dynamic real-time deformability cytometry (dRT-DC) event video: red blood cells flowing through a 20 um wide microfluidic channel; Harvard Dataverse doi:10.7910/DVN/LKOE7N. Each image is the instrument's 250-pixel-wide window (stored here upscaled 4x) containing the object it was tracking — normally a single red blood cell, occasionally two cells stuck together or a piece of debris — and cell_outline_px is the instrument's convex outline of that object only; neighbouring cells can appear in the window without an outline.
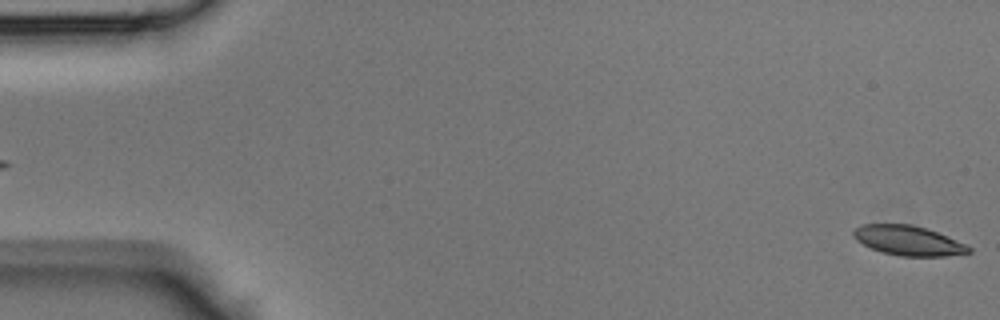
{"species": "Egyptian fruit bat (a non-hibernating species)", "species_latin": "Rousettus aegyptiacus", "temperature_condition": "room temperature", "stored_images_in_passage": 43, "camera_frame_rate_fps": 3000, "um_per_image_px": 0.085, "animal": {"sex": "male"}, "frame": {"image": 1, "passage_image": 1, "time_ms": 0.0, "image_size_px": [1000, 320], "cell_outline_px": [[972, 252], [944, 256], [900, 256], [884, 252], [872, 248], [856, 240], [852, 236], [852, 232], [860, 224], [912, 224], [936, 232], [964, 244], [972, 248]], "centroid_in_image_um": [77.17, 20.44], "position_along_channel_um": 7.8, "area_um2": 19.65}}
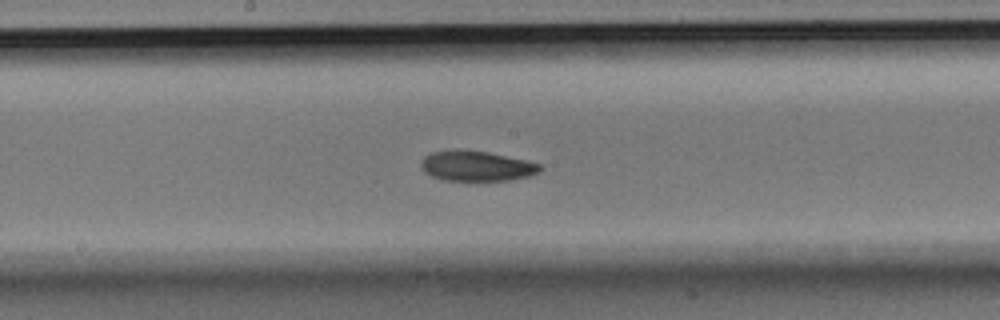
{"frame": {"image": 2, "passage_image": 23, "time_ms": 7.333, "image_size_px": [1000, 320], "cell_outline_px": [[544, 168], [528, 176], [508, 180], [444, 180], [432, 176], [424, 172], [420, 168], [420, 160], [424, 156], [432, 152], [452, 148], [460, 148], [488, 152], [528, 160], [540, 164]], "centroid_in_image_um": [40.45, 14.08], "position_along_channel_um": 207.8, "area_um2": 21.27}}
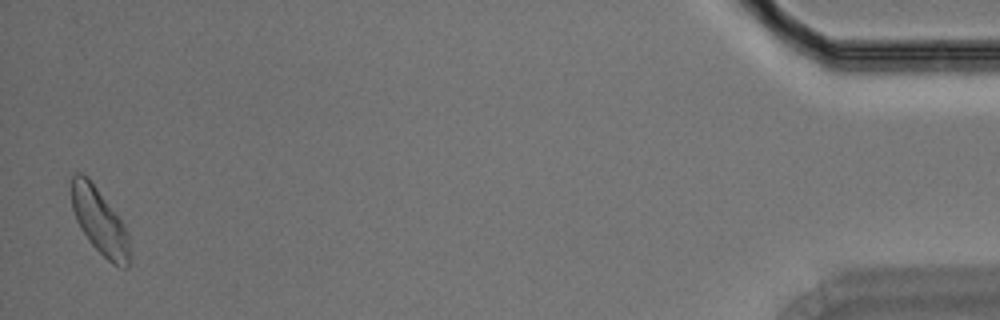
{"frame": {"image": 3, "passage_image": 43, "time_ms": 14.0, "image_size_px": [1000, 320], "cell_outline_px": [[128, 268], [120, 268], [112, 264], [88, 240], [80, 228], [76, 220], [72, 208], [72, 172], [80, 172], [88, 176], [124, 224], [128, 236]], "centroid_in_image_um": [8.44, 18.78], "position_along_channel_um": 426.8, "area_um2": 22.08}}